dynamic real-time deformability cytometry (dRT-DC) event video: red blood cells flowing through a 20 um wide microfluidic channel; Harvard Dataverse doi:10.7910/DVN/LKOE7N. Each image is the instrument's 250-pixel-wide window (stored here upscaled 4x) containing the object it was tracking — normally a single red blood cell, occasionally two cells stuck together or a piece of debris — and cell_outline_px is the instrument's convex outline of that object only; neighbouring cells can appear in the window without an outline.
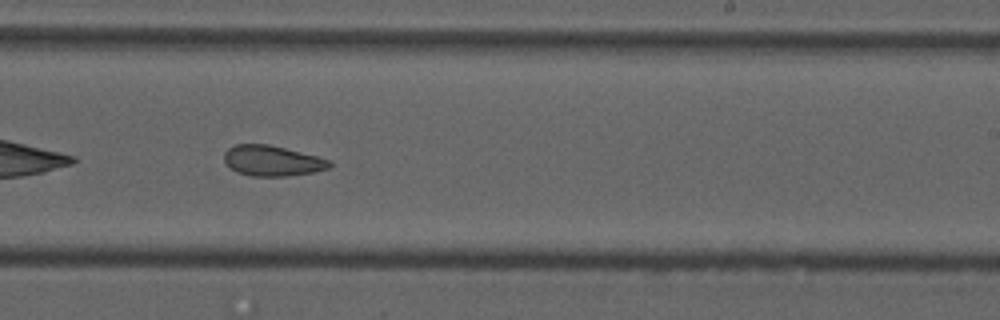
{"species": "common noctule bat (a hibernating species)", "species_latin": "Nyctalus noctula", "temperature_condition": "cold", "stored_images_in_passage": 32, "camera_frame_rate_fps": 3000, "um_per_image_px": 0.085, "animal": {"sex": "male", "forearm_length_mm": 52.5}, "frame": {"image": 1, "passage_image": 18, "time_ms": 5.667, "image_size_px": [1000, 320], "cell_outline_px": [[332, 164], [328, 168], [312, 172], [288, 176], [252, 176], [236, 172], [224, 160], [224, 152], [228, 148], [236, 144], [268, 144], [332, 160]], "centroid_in_image_um": [23.13, 13.66], "position_along_channel_um": 265.9, "area_um2": 18.55}}
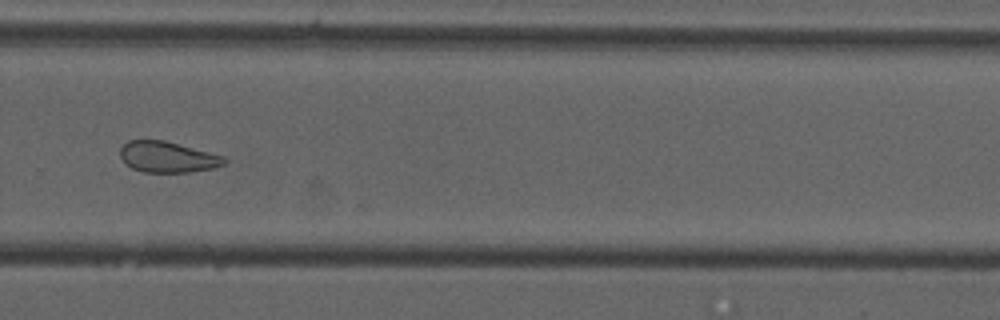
{"frame": {"image": 2, "passage_image": 22, "time_ms": 7.0, "image_size_px": [1000, 320], "cell_outline_px": [[228, 160], [224, 164], [212, 168], [188, 172], [144, 172], [132, 168], [120, 156], [120, 148], [128, 140], [164, 140], [224, 156]], "centroid_in_image_um": [14.25, 13.34], "position_along_channel_um": 315.6, "area_um2": 18.55}, "authors_computed_cell_mechanics": {"area_um2": 19.2474, "velocity_mm_per_s": 3.7306, "shape_relaxation_time_tau1_ms": null, "shape_relaxation_time_tau2_ms": 2.6467, "deformation_change_tau1": null, "deformation_change_tau2": 0.0891}}